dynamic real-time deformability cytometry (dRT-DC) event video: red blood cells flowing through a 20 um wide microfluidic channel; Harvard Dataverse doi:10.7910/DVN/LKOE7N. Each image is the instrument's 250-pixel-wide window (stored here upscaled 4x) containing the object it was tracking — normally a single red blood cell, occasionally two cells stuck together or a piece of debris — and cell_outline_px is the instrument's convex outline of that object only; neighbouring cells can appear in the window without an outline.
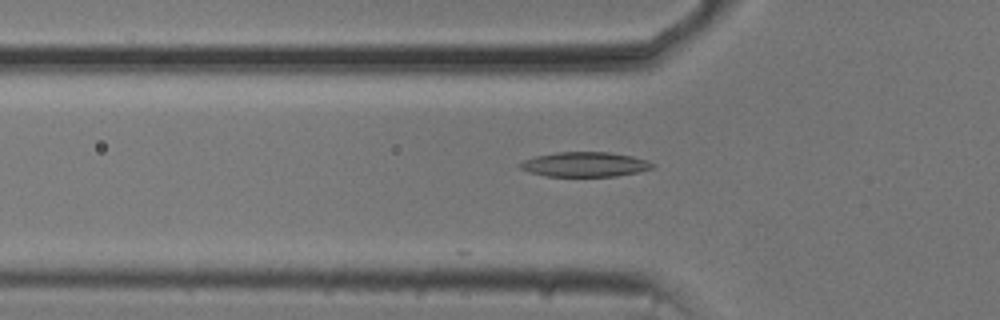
{"species": "common noctule bat (a hibernating species)", "species_latin": "Nyctalus noctula", "temperature_condition": "cold", "stored_images_in_passage": 17, "camera_frame_rate_fps": 3000, "um_per_image_px": 0.085, "animal": {"sex": "male", "body_mass_g": 20.5, "forearm_length_mm": 52.5}, "frame": {"image": 1, "passage_image": 17, "time_ms": 5.333, "image_size_px": [1000, 320], "cell_outline_px": [[656, 164], [652, 168], [636, 172], [616, 176], [548, 176], [528, 172], [520, 168], [516, 164], [524, 160], [536, 156], [556, 152], [608, 152], [632, 156], [648, 160]], "centroid_in_image_um": [49.69, 13.97], "position_along_channel_um": 76.1, "area_um2": 19.07}}